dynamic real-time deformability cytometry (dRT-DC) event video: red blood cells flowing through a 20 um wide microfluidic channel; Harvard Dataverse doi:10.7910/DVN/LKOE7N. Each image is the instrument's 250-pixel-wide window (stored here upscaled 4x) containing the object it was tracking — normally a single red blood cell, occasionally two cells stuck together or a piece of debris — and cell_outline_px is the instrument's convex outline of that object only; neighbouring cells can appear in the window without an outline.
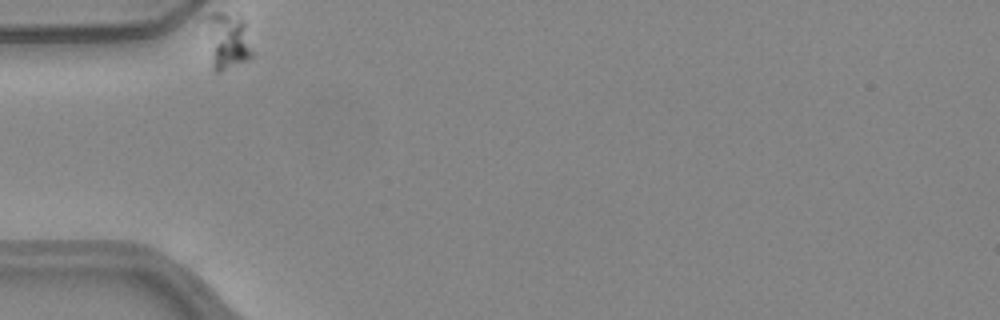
{"species": "common noctule bat (a hibernating species)", "species_latin": "Nyctalus noctula", "temperature_condition": "warm", "stored_images_in_passage": 32, "camera_frame_rate_fps": 3000, "um_per_image_px": 0.085, "animal": {"sex": "female", "body_mass_g": 24.6, "forearm_length_mm": 56.2}, "frame": {"image": 1, "passage_image": 1, "time_ms": 0.0, "image_size_px": [1000, 320], "cell_outline_px": [[256, 52], [252, 56], [220, 72], [212, 72], [200, 20], [204, 16], [212, 12], [220, 12], [240, 16], [244, 20]], "centroid_in_image_um": [19.23, 3.42], "position_along_channel_um": 65.8, "area_um2": 16.82}}
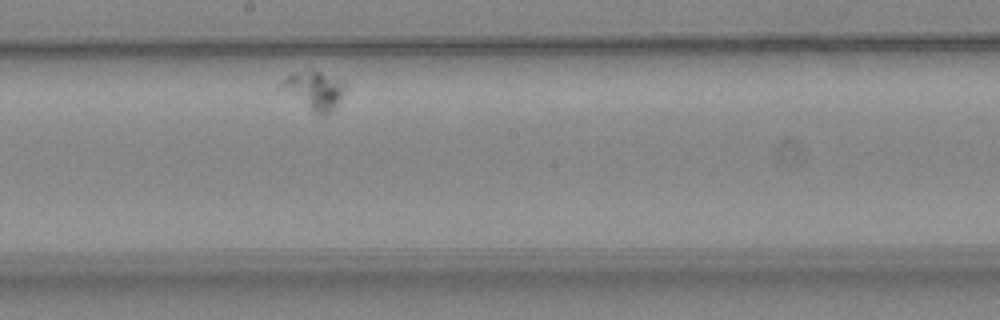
{"frame": {"image": 2, "passage_image": 17, "time_ms": 5.333, "image_size_px": [1000, 320], "cell_outline_px": [[344, 92], [336, 104], [324, 116], [320, 116], [276, 88], [288, 76], [312, 72], [320, 72], [344, 84]], "centroid_in_image_um": [26.64, 7.74], "position_along_channel_um": 221.6, "area_um2": 13.35}}
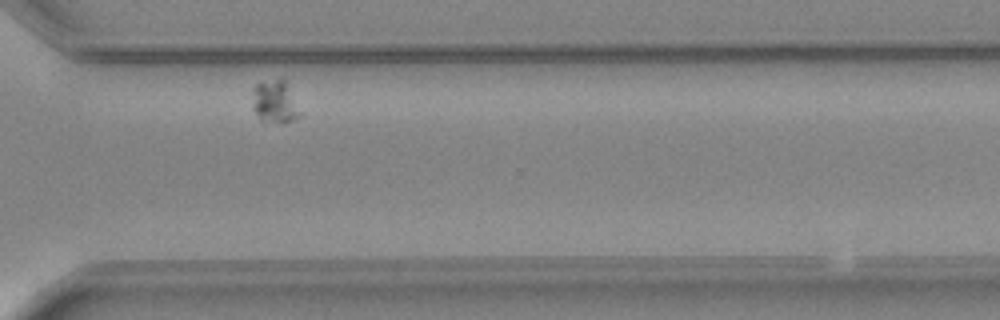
{"frame": {"image": 3, "passage_image": 29, "time_ms": 9.333, "image_size_px": [1000, 320], "cell_outline_px": [[304, 112], [300, 116], [284, 124], [260, 120], [252, 108], [252, 88], [256, 84], [276, 80], [284, 80]], "centroid_in_image_um": [23.39, 8.7], "position_along_channel_um": 347.2, "area_um2": 12.08}}